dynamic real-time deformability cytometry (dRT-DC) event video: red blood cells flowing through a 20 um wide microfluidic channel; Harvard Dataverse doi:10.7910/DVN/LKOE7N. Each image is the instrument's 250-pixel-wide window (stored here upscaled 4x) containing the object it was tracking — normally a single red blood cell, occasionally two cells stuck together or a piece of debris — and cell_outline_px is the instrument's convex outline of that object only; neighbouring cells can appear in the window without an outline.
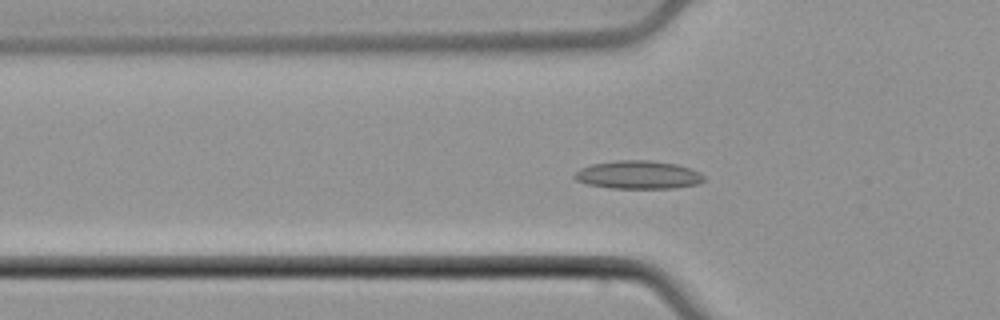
{"species": "common noctule bat (a hibernating species)", "species_latin": "Nyctalus noctula", "temperature_condition": "cold", "stored_images_in_passage": 37, "camera_frame_rate_fps": 3000, "um_per_image_px": 0.085, "animal": {"sex": "male", "body_mass_g": 21.5, "forearm_length_mm": 52.0}, "frame": {"image": 1, "passage_image": 4, "time_ms": 1.0, "image_size_px": [1000, 320], "cell_outline_px": [[704, 180], [700, 184], [672, 188], [612, 188], [588, 184], [576, 180], [572, 176], [580, 168], [592, 164], [616, 160], [648, 160], [676, 164], [692, 168], [700, 172], [704, 176]], "centroid_in_image_um": [54.27, 14.86], "position_along_channel_um": 71.5, "area_um2": 21.33}}
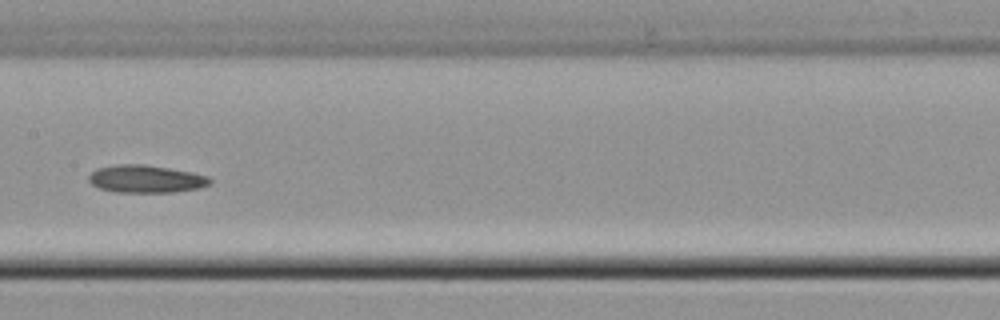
{"frame": {"image": 2, "passage_image": 13, "time_ms": 4.0, "image_size_px": [1000, 320], "cell_outline_px": [[212, 184], [200, 188], [172, 192], [116, 192], [100, 188], [92, 184], [88, 180], [88, 176], [96, 168], [120, 164], [140, 164], [168, 168], [192, 172], [208, 176], [212, 180]], "centroid_in_image_um": [12.42, 15.21], "position_along_channel_um": 195.0, "area_um2": 19.48}}
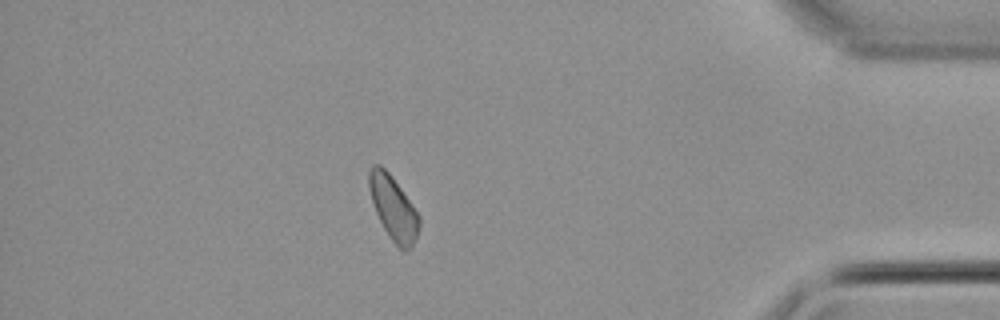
{"frame": {"image": 3, "passage_image": 31, "time_ms": 10.0, "image_size_px": [1000, 320], "cell_outline_px": [[420, 224], [412, 248], [404, 252], [392, 240], [384, 228], [376, 212], [368, 188], [368, 172], [372, 164], [380, 164], [388, 172], [400, 188], [420, 216]], "centroid_in_image_um": [33.42, 17.67], "position_along_channel_um": 401.8, "area_um2": 18.38}}